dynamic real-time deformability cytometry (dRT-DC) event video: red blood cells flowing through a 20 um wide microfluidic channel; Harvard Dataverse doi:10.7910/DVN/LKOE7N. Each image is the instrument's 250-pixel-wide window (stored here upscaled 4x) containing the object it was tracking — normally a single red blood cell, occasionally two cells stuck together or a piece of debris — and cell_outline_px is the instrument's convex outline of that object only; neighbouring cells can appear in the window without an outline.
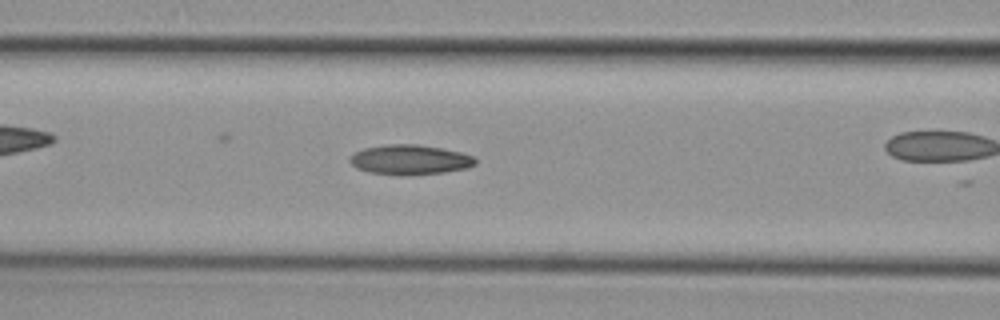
{"species": "common noctule bat (a hibernating species)", "species_latin": "Nyctalus noctula", "temperature_condition": "cold", "stored_images_in_passage": 22, "camera_frame_rate_fps": 3000, "um_per_image_px": 0.085, "animal": {"sex": "female", "body_mass_g": 29.2, "forearm_length_mm": 56.3}, "frame": {"image": 1, "passage_image": 4, "time_ms": 1.0, "image_size_px": [1000, 320], "cell_outline_px": [[476, 164], [468, 168], [444, 172], [404, 176], [400, 176], [368, 172], [356, 168], [348, 160], [356, 152], [364, 148], [384, 144], [420, 144], [460, 152], [472, 156], [476, 160]], "centroid_in_image_um": [34.83, 13.58], "position_along_channel_um": 131.8, "area_um2": 21.96}}
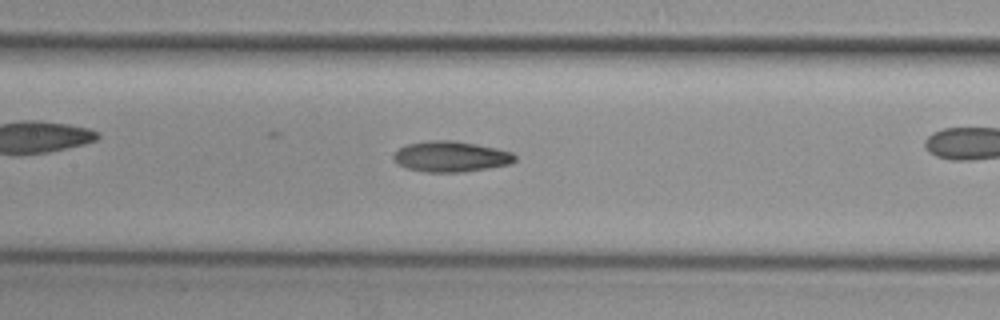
{"frame": {"image": 2, "passage_image": 7, "time_ms": 2.0, "image_size_px": [1000, 320], "cell_outline_px": [[516, 160], [512, 164], [464, 172], [424, 172], [404, 168], [392, 156], [400, 148], [408, 144], [428, 140], [452, 140], [476, 144], [496, 148], [512, 152], [516, 156]], "centroid_in_image_um": [38.35, 13.31], "position_along_channel_um": 169.0, "area_um2": 21.73}}